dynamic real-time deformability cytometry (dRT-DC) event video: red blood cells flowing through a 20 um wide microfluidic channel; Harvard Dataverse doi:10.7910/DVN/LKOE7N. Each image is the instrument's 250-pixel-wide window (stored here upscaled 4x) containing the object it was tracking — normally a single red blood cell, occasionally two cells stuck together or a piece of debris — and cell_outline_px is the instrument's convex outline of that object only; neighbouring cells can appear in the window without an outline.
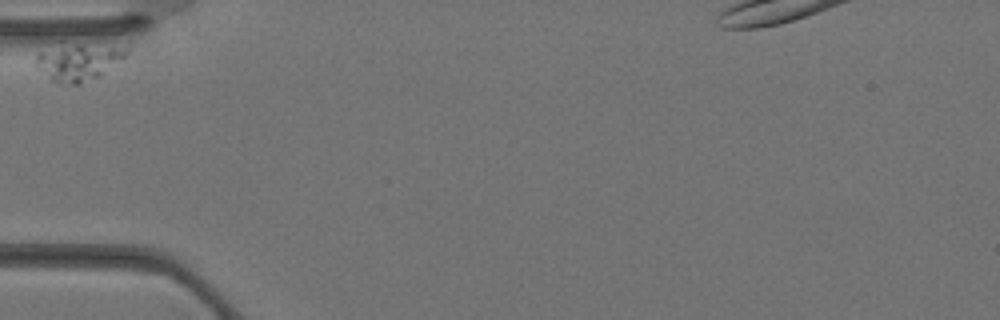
{"species": "Egyptian fruit bat (a non-hibernating species)", "species_latin": "Rousettus aegyptiacus", "temperature_condition": "warm", "stored_images_in_passage": 22, "segment_of_instrument_passage": [1, 2], "camera_frame_rate_fps": 3000, "um_per_image_px": 0.085, "animal": {"sex": "female"}, "frame": {"image": 1, "passage_image": 1, "time_ms": 0.0, "image_size_px": [1000, 320], "cell_outline_px": [[128, 52], [120, 60], [100, 76], [80, 84], [60, 84], [52, 80], [36, 68], [36, 52], [60, 40], [128, 48]], "centroid_in_image_um": [6.55, 5.19], "position_along_channel_um": 78.4, "area_um2": 20.46}}
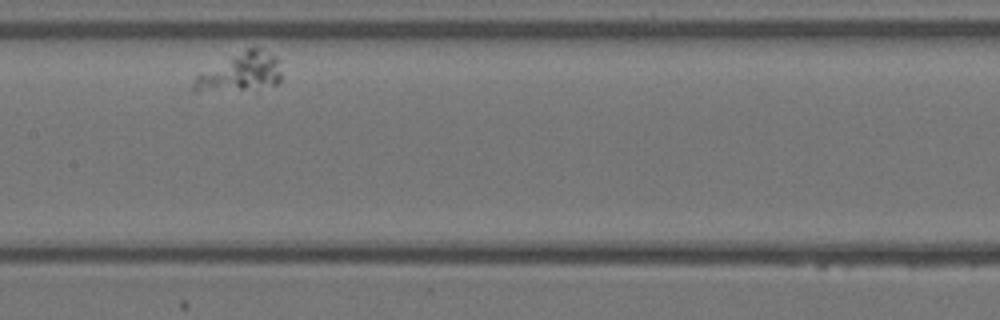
{"frame": {"image": 2, "passage_image": 10, "time_ms": 3.0, "image_size_px": [1000, 320], "cell_outline_px": [[280, 84], [244, 88], [192, 88], [192, 84], [196, 76], [200, 72], [248, 48], [260, 48], [276, 56], [280, 60]], "centroid_in_image_um": [20.55, 6.06], "position_along_channel_um": 186.8, "area_um2": 18.32}}
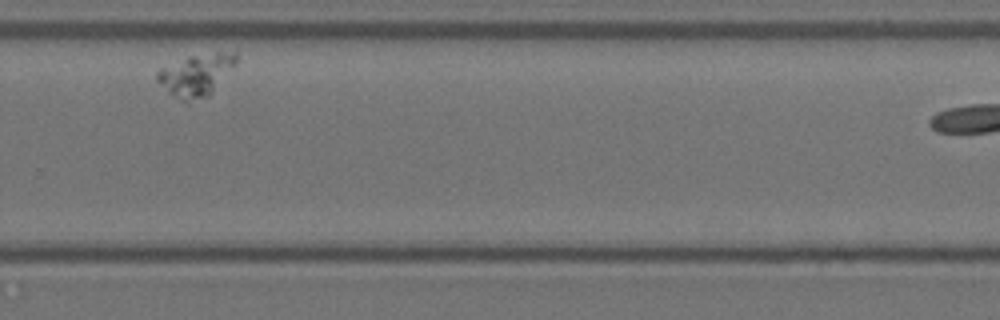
{"frame": {"image": 3, "passage_image": 19, "time_ms": 6.0, "image_size_px": [1000, 320], "cell_outline_px": [[236, 64], [212, 92], [208, 96], [188, 104], [180, 100], [168, 92], [156, 80], [156, 72], [160, 68], [188, 56], [236, 48]], "centroid_in_image_um": [16.7, 6.34], "position_along_channel_um": 313.1, "area_um2": 19.77}}